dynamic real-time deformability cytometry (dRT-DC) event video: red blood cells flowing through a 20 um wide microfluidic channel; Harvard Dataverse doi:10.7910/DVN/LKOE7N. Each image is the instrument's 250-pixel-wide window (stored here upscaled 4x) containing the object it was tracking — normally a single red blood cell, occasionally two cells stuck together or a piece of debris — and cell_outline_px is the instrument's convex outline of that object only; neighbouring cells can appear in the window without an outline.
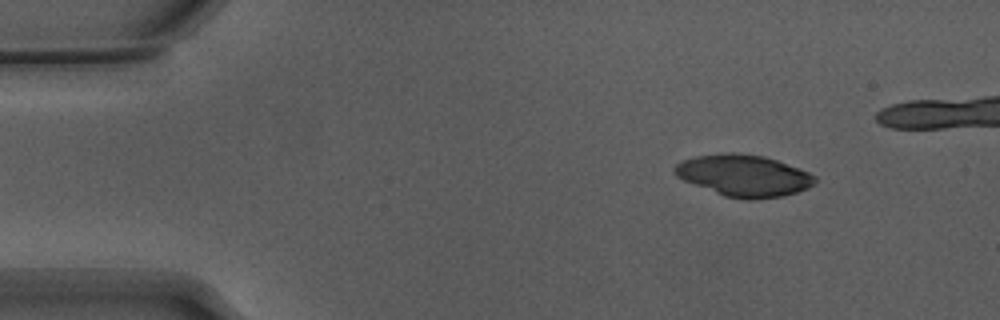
{"species": "Egyptian fruit bat (a non-hibernating species)", "species_latin": "Rousettus aegyptiacus", "temperature_condition": "warm", "stored_images_in_passage": 41, "camera_frame_rate_fps": 3000, "um_per_image_px": 0.085, "animal": {"sex": "male"}, "frame": {"image": 1, "passage_image": 1, "time_ms": 0.0, "image_size_px": [1000, 320], "cell_outline_px": [[816, 180], [808, 188], [796, 192], [780, 196], [752, 200], [748, 200], [724, 196], [684, 180], [676, 176], [672, 168], [676, 164], [684, 160], [696, 156], [720, 152], [732, 152], [764, 156], [776, 160], [808, 172], [816, 176]], "centroid_in_image_um": [63.19, 14.91], "position_along_channel_um": 21.8, "area_um2": 33.81}}
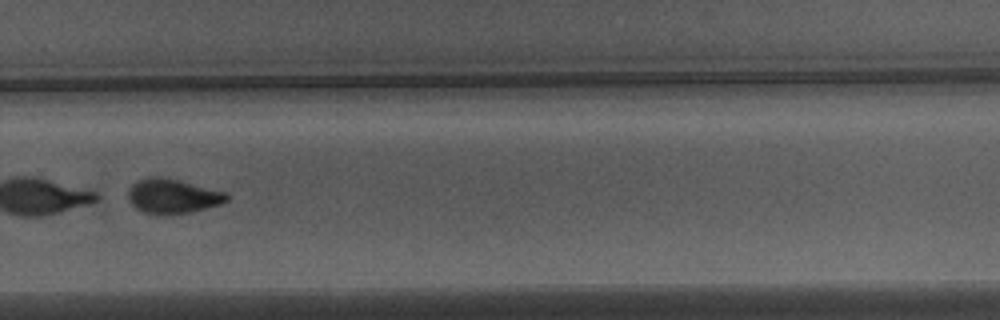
{"frame": {"image": 2, "passage_image": 31, "time_ms": 10.0, "image_size_px": [1000, 320], "cell_outline_px": [[228, 200], [220, 204], [192, 212], [164, 216], [144, 212], [136, 208], [128, 200], [128, 192], [132, 184], [148, 176], [156, 176], [176, 180], [224, 192], [228, 196]], "centroid_in_image_um": [14.63, 16.7], "position_along_channel_um": 315.2, "area_um2": 19.65}}